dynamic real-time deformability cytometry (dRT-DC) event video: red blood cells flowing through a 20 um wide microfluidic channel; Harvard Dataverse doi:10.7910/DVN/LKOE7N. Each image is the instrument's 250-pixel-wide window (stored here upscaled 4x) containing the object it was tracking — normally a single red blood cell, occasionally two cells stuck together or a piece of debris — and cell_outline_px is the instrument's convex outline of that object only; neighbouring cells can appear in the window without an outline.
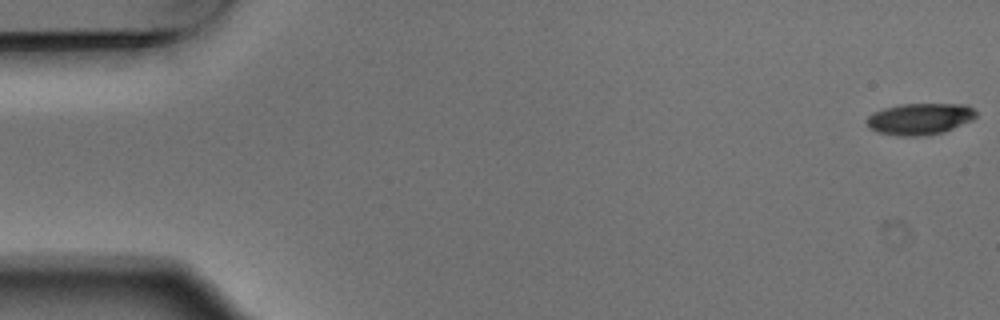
{"species": "Egyptian fruit bat (a non-hibernating species)", "species_latin": "Rousettus aegyptiacus", "temperature_condition": "warm", "stored_images_in_passage": 4, "camera_frame_rate_fps": 3000, "um_per_image_px": 0.085, "animal": {"sex": "male"}, "frame": {"image": 1, "passage_image": 1, "time_ms": 0.0, "image_size_px": [1000, 320], "cell_outline_px": [[976, 116], [972, 120], [944, 132], [920, 136], [900, 136], [876, 132], [868, 128], [864, 120], [872, 112], [884, 108], [900, 104], [968, 104], [976, 112]], "centroid_in_image_um": [78.14, 10.1], "position_along_channel_um": 6.9, "area_um2": 20.29}}
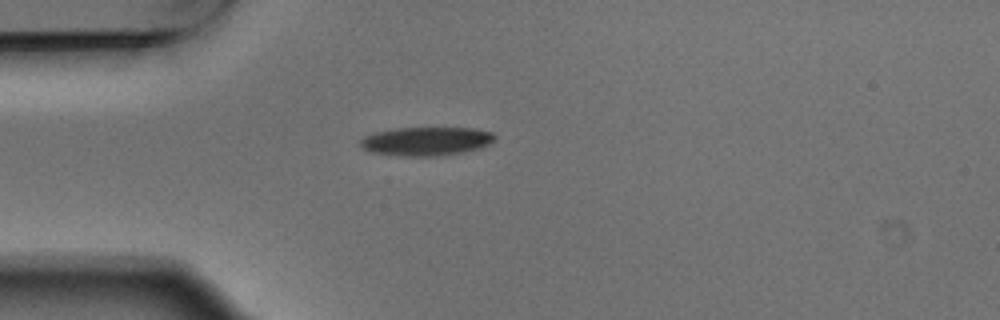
{"frame": {"image": 2, "passage_image": 4, "time_ms": 1.0, "image_size_px": [1000, 320], "cell_outline_px": [[496, 140], [480, 148], [444, 156], [396, 156], [372, 152], [364, 148], [360, 144], [360, 140], [364, 136], [376, 132], [396, 128], [472, 128], [492, 132], [496, 136]], "centroid_in_image_um": [36.25, 12.01], "position_along_channel_um": 48.8, "area_um2": 22.54}}